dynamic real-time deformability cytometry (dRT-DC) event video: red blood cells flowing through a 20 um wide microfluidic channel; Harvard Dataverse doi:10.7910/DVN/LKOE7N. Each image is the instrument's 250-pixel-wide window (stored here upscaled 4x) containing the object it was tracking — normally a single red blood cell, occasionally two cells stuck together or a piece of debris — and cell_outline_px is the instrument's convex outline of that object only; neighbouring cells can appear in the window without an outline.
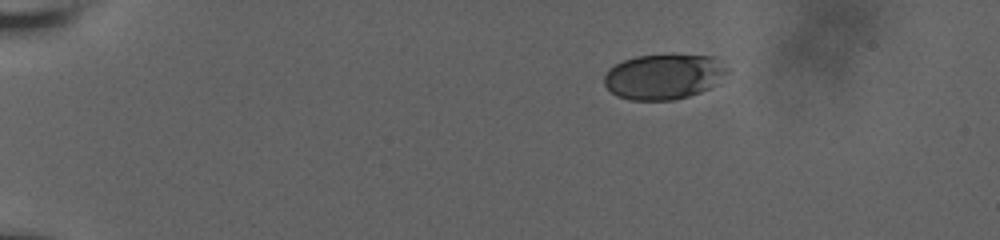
{"species": "human", "species_latin": "Homo sapiens", "temperature_condition": "room temperature", "stored_images_in_passage": 14, "camera_frame_rate_fps": 3000, "um_per_image_px": 0.085, "donor": {"sex": "male"}, "frame": {"image": 1, "passage_image": 1, "time_ms": 0.0, "image_size_px": [1000, 240], "cell_outline_px": [[732, 68], [728, 72], [708, 88], [700, 92], [688, 96], [672, 100], [628, 100], [616, 96], [604, 84], [604, 76], [608, 68], [624, 60], [636, 56], [672, 52], [712, 56]], "centroid_in_image_um": [56.42, 6.46], "position_along_channel_um": 28.6, "area_um2": 33.23}}
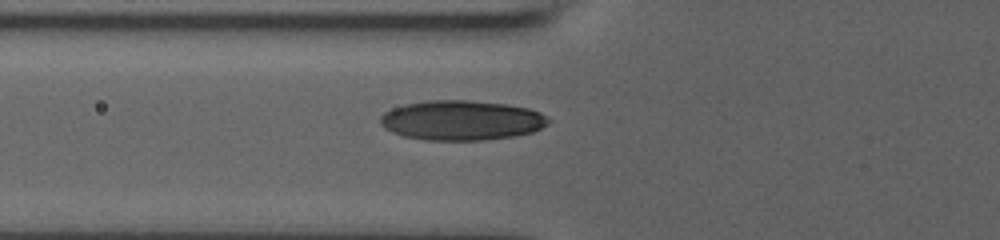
{"frame": {"image": 2, "passage_image": 11, "time_ms": 4.333, "image_size_px": [1000, 240], "cell_outline_px": [[552, 120], [548, 124], [532, 132], [516, 136], [484, 140], [424, 140], [404, 136], [392, 132], [384, 128], [380, 124], [380, 116], [384, 112], [392, 108], [404, 104], [428, 100], [468, 100], [504, 104], [528, 108], [540, 112]], "centroid_in_image_um": [39.22, 10.23], "position_along_channel_um": 86.6, "area_um2": 39.19}}
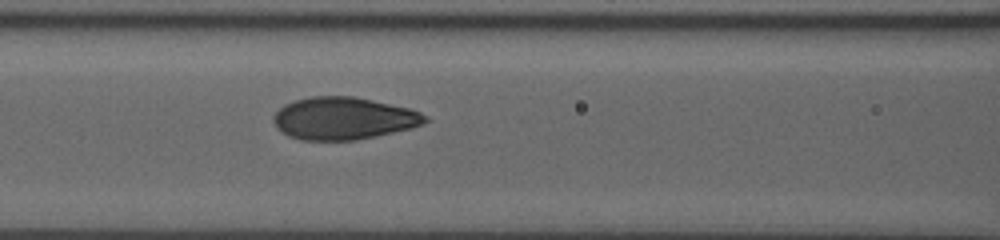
{"frame": {"image": 3, "passage_image": 14, "time_ms": 5.667, "image_size_px": [1000, 240], "cell_outline_px": [[432, 120], [424, 124], [412, 128], [356, 140], [304, 140], [288, 136], [276, 128], [272, 120], [272, 116], [284, 104], [296, 100], [312, 96], [352, 96], [372, 100], [408, 108], [420, 112], [428, 116]], "centroid_in_image_um": [29.21, 10.06], "position_along_channel_um": 137.4, "area_um2": 37.57}}